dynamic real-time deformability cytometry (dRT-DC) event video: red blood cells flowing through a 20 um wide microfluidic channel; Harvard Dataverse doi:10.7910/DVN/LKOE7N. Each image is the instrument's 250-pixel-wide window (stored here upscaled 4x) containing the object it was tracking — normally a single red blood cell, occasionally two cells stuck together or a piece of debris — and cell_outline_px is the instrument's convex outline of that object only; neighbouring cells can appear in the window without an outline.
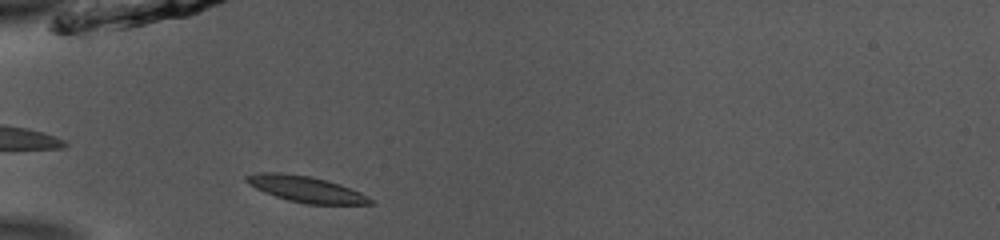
{"species": "common noctule bat (a hibernating species)", "species_latin": "Nyctalus noctula", "temperature_condition": "room temperature", "stored_images_in_passage": 31, "camera_frame_rate_fps": 3000, "um_per_image_px": 0.085, "animal": {"sex": "male", "body_mass_g": 13.0, "forearm_length_mm": 53.1}, "frame": {"image": 1, "passage_image": 1, "time_ms": 0.0, "image_size_px": [1000, 240], "cell_outline_px": [[376, 204], [304, 204], [288, 200], [264, 192], [248, 184], [244, 180], [244, 176], [256, 172], [280, 172], [308, 176], [328, 180], [340, 184], [360, 192], [368, 196]], "centroid_in_image_um": [25.98, 16.07], "position_along_channel_um": 59.0, "area_um2": 18.9}}
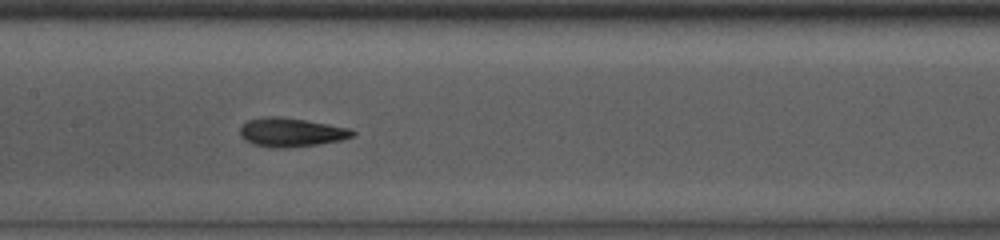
{"frame": {"image": 2, "passage_image": 11, "time_ms": 3.333, "image_size_px": [1000, 240], "cell_outline_px": [[356, 132], [352, 136], [340, 140], [316, 144], [284, 148], [272, 148], [252, 144], [244, 140], [240, 136], [240, 128], [248, 120], [268, 116], [276, 116], [304, 120], [328, 124], [348, 128]], "centroid_in_image_um": [24.7, 11.25], "position_along_channel_um": 182.7, "area_um2": 18.67}}
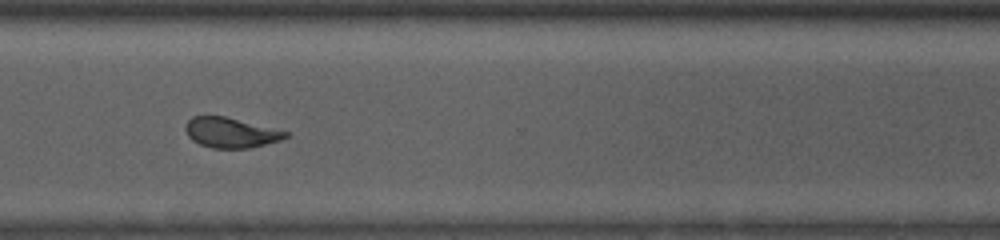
{"frame": {"image": 3, "passage_image": 24, "time_ms": 7.667, "image_size_px": [1000, 240], "cell_outline_px": [[288, 136], [280, 140], [248, 148], [212, 148], [200, 144], [192, 140], [188, 136], [184, 128], [188, 120], [192, 116], [224, 116], [288, 132]], "centroid_in_image_um": [19.56, 11.27], "position_along_channel_um": 351.0, "area_um2": 17.28}, "authors_computed_cell_mechanics": {"area_um2": 18.0914, "velocity_mm_per_s": 3.9008, "shape_relaxation_time_tau1_ms": 4.704, "shape_relaxation_time_tau2_ms": 2.2816, "deformation_change_tau1": 0.1639, "deformation_change_tau2": 0.0902}}